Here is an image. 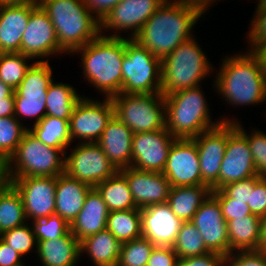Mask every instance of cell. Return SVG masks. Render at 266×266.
<instances>
[{
	"label": "cell",
	"mask_w": 266,
	"mask_h": 266,
	"mask_svg": "<svg viewBox=\"0 0 266 266\" xmlns=\"http://www.w3.org/2000/svg\"><path fill=\"white\" fill-rule=\"evenodd\" d=\"M200 87L198 85L164 96L165 128L175 138H193L222 122H237L227 117L213 122L211 110Z\"/></svg>",
	"instance_id": "5b68a950"
},
{
	"label": "cell",
	"mask_w": 266,
	"mask_h": 266,
	"mask_svg": "<svg viewBox=\"0 0 266 266\" xmlns=\"http://www.w3.org/2000/svg\"><path fill=\"white\" fill-rule=\"evenodd\" d=\"M92 187L68 176L65 172L57 176L55 191V214L69 225L82 210L86 195Z\"/></svg>",
	"instance_id": "484cf974"
},
{
	"label": "cell",
	"mask_w": 266,
	"mask_h": 266,
	"mask_svg": "<svg viewBox=\"0 0 266 266\" xmlns=\"http://www.w3.org/2000/svg\"><path fill=\"white\" fill-rule=\"evenodd\" d=\"M22 255L0 239V266H22Z\"/></svg>",
	"instance_id": "f907efd6"
},
{
	"label": "cell",
	"mask_w": 266,
	"mask_h": 266,
	"mask_svg": "<svg viewBox=\"0 0 266 266\" xmlns=\"http://www.w3.org/2000/svg\"><path fill=\"white\" fill-rule=\"evenodd\" d=\"M179 259L210 252L192 221L183 222L172 246Z\"/></svg>",
	"instance_id": "d590c367"
},
{
	"label": "cell",
	"mask_w": 266,
	"mask_h": 266,
	"mask_svg": "<svg viewBox=\"0 0 266 266\" xmlns=\"http://www.w3.org/2000/svg\"><path fill=\"white\" fill-rule=\"evenodd\" d=\"M106 229L121 243L141 237V209L109 212Z\"/></svg>",
	"instance_id": "e575fe53"
},
{
	"label": "cell",
	"mask_w": 266,
	"mask_h": 266,
	"mask_svg": "<svg viewBox=\"0 0 266 266\" xmlns=\"http://www.w3.org/2000/svg\"><path fill=\"white\" fill-rule=\"evenodd\" d=\"M14 116V92L5 99H0V117Z\"/></svg>",
	"instance_id": "f5cc1de1"
},
{
	"label": "cell",
	"mask_w": 266,
	"mask_h": 266,
	"mask_svg": "<svg viewBox=\"0 0 266 266\" xmlns=\"http://www.w3.org/2000/svg\"><path fill=\"white\" fill-rule=\"evenodd\" d=\"M49 61H35L27 70L24 79L14 90V116L21 121L35 118L34 124L46 116V97L53 82Z\"/></svg>",
	"instance_id": "30bf717a"
},
{
	"label": "cell",
	"mask_w": 266,
	"mask_h": 266,
	"mask_svg": "<svg viewBox=\"0 0 266 266\" xmlns=\"http://www.w3.org/2000/svg\"><path fill=\"white\" fill-rule=\"evenodd\" d=\"M118 171L96 142H78L69 156L65 155V173L91 187Z\"/></svg>",
	"instance_id": "8fae6325"
},
{
	"label": "cell",
	"mask_w": 266,
	"mask_h": 266,
	"mask_svg": "<svg viewBox=\"0 0 266 266\" xmlns=\"http://www.w3.org/2000/svg\"><path fill=\"white\" fill-rule=\"evenodd\" d=\"M247 204L252 214L259 217L266 215V177L254 176V189H250Z\"/></svg>",
	"instance_id": "f6af8a7d"
},
{
	"label": "cell",
	"mask_w": 266,
	"mask_h": 266,
	"mask_svg": "<svg viewBox=\"0 0 266 266\" xmlns=\"http://www.w3.org/2000/svg\"><path fill=\"white\" fill-rule=\"evenodd\" d=\"M38 4L0 3V53H21V39Z\"/></svg>",
	"instance_id": "603a6c76"
},
{
	"label": "cell",
	"mask_w": 266,
	"mask_h": 266,
	"mask_svg": "<svg viewBox=\"0 0 266 266\" xmlns=\"http://www.w3.org/2000/svg\"><path fill=\"white\" fill-rule=\"evenodd\" d=\"M179 258L173 247L155 246L146 266H178Z\"/></svg>",
	"instance_id": "c3c4849f"
},
{
	"label": "cell",
	"mask_w": 266,
	"mask_h": 266,
	"mask_svg": "<svg viewBox=\"0 0 266 266\" xmlns=\"http://www.w3.org/2000/svg\"><path fill=\"white\" fill-rule=\"evenodd\" d=\"M82 96L70 84L53 82L46 97V115L70 120L73 109Z\"/></svg>",
	"instance_id": "1f68e13d"
},
{
	"label": "cell",
	"mask_w": 266,
	"mask_h": 266,
	"mask_svg": "<svg viewBox=\"0 0 266 266\" xmlns=\"http://www.w3.org/2000/svg\"><path fill=\"white\" fill-rule=\"evenodd\" d=\"M37 240H53L70 231V225L59 215L53 214L31 223Z\"/></svg>",
	"instance_id": "60d3db41"
},
{
	"label": "cell",
	"mask_w": 266,
	"mask_h": 266,
	"mask_svg": "<svg viewBox=\"0 0 266 266\" xmlns=\"http://www.w3.org/2000/svg\"><path fill=\"white\" fill-rule=\"evenodd\" d=\"M258 176L247 139L228 122V142L221 162L217 190L228 183Z\"/></svg>",
	"instance_id": "4fadbf2b"
},
{
	"label": "cell",
	"mask_w": 266,
	"mask_h": 266,
	"mask_svg": "<svg viewBox=\"0 0 266 266\" xmlns=\"http://www.w3.org/2000/svg\"><path fill=\"white\" fill-rule=\"evenodd\" d=\"M256 11H266V0H258Z\"/></svg>",
	"instance_id": "91938a15"
},
{
	"label": "cell",
	"mask_w": 266,
	"mask_h": 266,
	"mask_svg": "<svg viewBox=\"0 0 266 266\" xmlns=\"http://www.w3.org/2000/svg\"><path fill=\"white\" fill-rule=\"evenodd\" d=\"M29 224L30 223H25L0 235L1 240L13 247L22 256L30 253L35 246V249L37 250L38 242L33 227L31 224L28 226Z\"/></svg>",
	"instance_id": "ab89813d"
},
{
	"label": "cell",
	"mask_w": 266,
	"mask_h": 266,
	"mask_svg": "<svg viewBox=\"0 0 266 266\" xmlns=\"http://www.w3.org/2000/svg\"><path fill=\"white\" fill-rule=\"evenodd\" d=\"M66 152L45 145L28 130L3 164V176L7 182L24 177H57L65 172Z\"/></svg>",
	"instance_id": "8992f818"
},
{
	"label": "cell",
	"mask_w": 266,
	"mask_h": 266,
	"mask_svg": "<svg viewBox=\"0 0 266 266\" xmlns=\"http://www.w3.org/2000/svg\"><path fill=\"white\" fill-rule=\"evenodd\" d=\"M109 210L95 187L86 195L82 210L70 225L71 233L79 242L106 229Z\"/></svg>",
	"instance_id": "d4e9b609"
},
{
	"label": "cell",
	"mask_w": 266,
	"mask_h": 266,
	"mask_svg": "<svg viewBox=\"0 0 266 266\" xmlns=\"http://www.w3.org/2000/svg\"><path fill=\"white\" fill-rule=\"evenodd\" d=\"M261 217L251 214L227 221L230 253L236 251L259 250Z\"/></svg>",
	"instance_id": "f546056e"
},
{
	"label": "cell",
	"mask_w": 266,
	"mask_h": 266,
	"mask_svg": "<svg viewBox=\"0 0 266 266\" xmlns=\"http://www.w3.org/2000/svg\"><path fill=\"white\" fill-rule=\"evenodd\" d=\"M3 175V165L0 163V177Z\"/></svg>",
	"instance_id": "6125c7cd"
},
{
	"label": "cell",
	"mask_w": 266,
	"mask_h": 266,
	"mask_svg": "<svg viewBox=\"0 0 266 266\" xmlns=\"http://www.w3.org/2000/svg\"><path fill=\"white\" fill-rule=\"evenodd\" d=\"M192 139L198 149L202 182L212 191L217 190L221 162L228 142V122H222Z\"/></svg>",
	"instance_id": "d6986e66"
},
{
	"label": "cell",
	"mask_w": 266,
	"mask_h": 266,
	"mask_svg": "<svg viewBox=\"0 0 266 266\" xmlns=\"http://www.w3.org/2000/svg\"><path fill=\"white\" fill-rule=\"evenodd\" d=\"M95 188L102 196L109 212L137 209L128 181L120 171L97 184Z\"/></svg>",
	"instance_id": "4dcf8cb0"
},
{
	"label": "cell",
	"mask_w": 266,
	"mask_h": 266,
	"mask_svg": "<svg viewBox=\"0 0 266 266\" xmlns=\"http://www.w3.org/2000/svg\"><path fill=\"white\" fill-rule=\"evenodd\" d=\"M111 99L114 106V116L133 133L165 128V98L162 93H120Z\"/></svg>",
	"instance_id": "9c48e42d"
},
{
	"label": "cell",
	"mask_w": 266,
	"mask_h": 266,
	"mask_svg": "<svg viewBox=\"0 0 266 266\" xmlns=\"http://www.w3.org/2000/svg\"><path fill=\"white\" fill-rule=\"evenodd\" d=\"M182 223L167 203L141 209L142 236L155 246L172 247Z\"/></svg>",
	"instance_id": "7402d4cb"
},
{
	"label": "cell",
	"mask_w": 266,
	"mask_h": 266,
	"mask_svg": "<svg viewBox=\"0 0 266 266\" xmlns=\"http://www.w3.org/2000/svg\"><path fill=\"white\" fill-rule=\"evenodd\" d=\"M251 52L259 59L261 67L266 73V42L258 44Z\"/></svg>",
	"instance_id": "db71d44e"
},
{
	"label": "cell",
	"mask_w": 266,
	"mask_h": 266,
	"mask_svg": "<svg viewBox=\"0 0 266 266\" xmlns=\"http://www.w3.org/2000/svg\"><path fill=\"white\" fill-rule=\"evenodd\" d=\"M4 4H38L39 0H0Z\"/></svg>",
	"instance_id": "680465c9"
},
{
	"label": "cell",
	"mask_w": 266,
	"mask_h": 266,
	"mask_svg": "<svg viewBox=\"0 0 266 266\" xmlns=\"http://www.w3.org/2000/svg\"><path fill=\"white\" fill-rule=\"evenodd\" d=\"M253 18L249 25L251 26L250 31L247 32L248 37H246L250 43L248 51H252L258 44L266 42V11H255Z\"/></svg>",
	"instance_id": "bcb514c9"
},
{
	"label": "cell",
	"mask_w": 266,
	"mask_h": 266,
	"mask_svg": "<svg viewBox=\"0 0 266 266\" xmlns=\"http://www.w3.org/2000/svg\"><path fill=\"white\" fill-rule=\"evenodd\" d=\"M37 257L44 266H76L80 255V242L69 231L53 240H37Z\"/></svg>",
	"instance_id": "4316f807"
},
{
	"label": "cell",
	"mask_w": 266,
	"mask_h": 266,
	"mask_svg": "<svg viewBox=\"0 0 266 266\" xmlns=\"http://www.w3.org/2000/svg\"><path fill=\"white\" fill-rule=\"evenodd\" d=\"M223 266H266V253L260 250L231 252L224 257Z\"/></svg>",
	"instance_id": "ee69618b"
},
{
	"label": "cell",
	"mask_w": 266,
	"mask_h": 266,
	"mask_svg": "<svg viewBox=\"0 0 266 266\" xmlns=\"http://www.w3.org/2000/svg\"><path fill=\"white\" fill-rule=\"evenodd\" d=\"M191 221L201 233L210 252L224 257L230 253L227 222L218 200L212 194L202 203Z\"/></svg>",
	"instance_id": "ffe728a7"
},
{
	"label": "cell",
	"mask_w": 266,
	"mask_h": 266,
	"mask_svg": "<svg viewBox=\"0 0 266 266\" xmlns=\"http://www.w3.org/2000/svg\"><path fill=\"white\" fill-rule=\"evenodd\" d=\"M248 52L225 56L215 75L216 92L235 107L266 101V73L259 59L251 51Z\"/></svg>",
	"instance_id": "7a4b0ae2"
},
{
	"label": "cell",
	"mask_w": 266,
	"mask_h": 266,
	"mask_svg": "<svg viewBox=\"0 0 266 266\" xmlns=\"http://www.w3.org/2000/svg\"><path fill=\"white\" fill-rule=\"evenodd\" d=\"M236 129L247 139L252 157L259 177H266V134L262 131L252 130L249 135L242 128L239 121L236 122Z\"/></svg>",
	"instance_id": "b9f144b4"
},
{
	"label": "cell",
	"mask_w": 266,
	"mask_h": 266,
	"mask_svg": "<svg viewBox=\"0 0 266 266\" xmlns=\"http://www.w3.org/2000/svg\"><path fill=\"white\" fill-rule=\"evenodd\" d=\"M7 183V180L4 178V176L2 175L0 177V189Z\"/></svg>",
	"instance_id": "94428289"
},
{
	"label": "cell",
	"mask_w": 266,
	"mask_h": 266,
	"mask_svg": "<svg viewBox=\"0 0 266 266\" xmlns=\"http://www.w3.org/2000/svg\"><path fill=\"white\" fill-rule=\"evenodd\" d=\"M230 198L243 203L249 202L250 189H254V176L228 183L221 188Z\"/></svg>",
	"instance_id": "7dc6e473"
},
{
	"label": "cell",
	"mask_w": 266,
	"mask_h": 266,
	"mask_svg": "<svg viewBox=\"0 0 266 266\" xmlns=\"http://www.w3.org/2000/svg\"><path fill=\"white\" fill-rule=\"evenodd\" d=\"M211 191L207 185L171 187L167 204L182 222L191 221Z\"/></svg>",
	"instance_id": "f1b7e54d"
},
{
	"label": "cell",
	"mask_w": 266,
	"mask_h": 266,
	"mask_svg": "<svg viewBox=\"0 0 266 266\" xmlns=\"http://www.w3.org/2000/svg\"><path fill=\"white\" fill-rule=\"evenodd\" d=\"M211 194L218 200L226 222L252 214L247 203L230 198L222 189L211 191Z\"/></svg>",
	"instance_id": "7bdbcfd3"
},
{
	"label": "cell",
	"mask_w": 266,
	"mask_h": 266,
	"mask_svg": "<svg viewBox=\"0 0 266 266\" xmlns=\"http://www.w3.org/2000/svg\"><path fill=\"white\" fill-rule=\"evenodd\" d=\"M261 236L259 250L266 253V215L260 219Z\"/></svg>",
	"instance_id": "11a10c76"
},
{
	"label": "cell",
	"mask_w": 266,
	"mask_h": 266,
	"mask_svg": "<svg viewBox=\"0 0 266 266\" xmlns=\"http://www.w3.org/2000/svg\"><path fill=\"white\" fill-rule=\"evenodd\" d=\"M203 13L188 0H165L133 38L161 60L191 39Z\"/></svg>",
	"instance_id": "6da1fadb"
},
{
	"label": "cell",
	"mask_w": 266,
	"mask_h": 266,
	"mask_svg": "<svg viewBox=\"0 0 266 266\" xmlns=\"http://www.w3.org/2000/svg\"><path fill=\"white\" fill-rule=\"evenodd\" d=\"M21 53L37 61H49L48 56L64 52L57 41L55 28L42 7L38 4L30 13L27 27L21 39ZM46 57L47 60H42Z\"/></svg>",
	"instance_id": "e0dca14e"
},
{
	"label": "cell",
	"mask_w": 266,
	"mask_h": 266,
	"mask_svg": "<svg viewBox=\"0 0 266 266\" xmlns=\"http://www.w3.org/2000/svg\"><path fill=\"white\" fill-rule=\"evenodd\" d=\"M188 1H190L192 4H194L205 15V13H207L206 11L207 10L209 11V7L216 0H188Z\"/></svg>",
	"instance_id": "9f6ffc18"
},
{
	"label": "cell",
	"mask_w": 266,
	"mask_h": 266,
	"mask_svg": "<svg viewBox=\"0 0 266 266\" xmlns=\"http://www.w3.org/2000/svg\"><path fill=\"white\" fill-rule=\"evenodd\" d=\"M224 256L216 252H208L200 256L179 259L178 266H223Z\"/></svg>",
	"instance_id": "681fc988"
},
{
	"label": "cell",
	"mask_w": 266,
	"mask_h": 266,
	"mask_svg": "<svg viewBox=\"0 0 266 266\" xmlns=\"http://www.w3.org/2000/svg\"><path fill=\"white\" fill-rule=\"evenodd\" d=\"M176 139L166 128L134 133L132 137L131 167L143 171L162 173L169 150Z\"/></svg>",
	"instance_id": "ac0fdd59"
},
{
	"label": "cell",
	"mask_w": 266,
	"mask_h": 266,
	"mask_svg": "<svg viewBox=\"0 0 266 266\" xmlns=\"http://www.w3.org/2000/svg\"><path fill=\"white\" fill-rule=\"evenodd\" d=\"M88 9L101 21L122 0H83Z\"/></svg>",
	"instance_id": "816d5d0a"
},
{
	"label": "cell",
	"mask_w": 266,
	"mask_h": 266,
	"mask_svg": "<svg viewBox=\"0 0 266 266\" xmlns=\"http://www.w3.org/2000/svg\"><path fill=\"white\" fill-rule=\"evenodd\" d=\"M196 40L193 36L161 60V93L164 96L196 87L214 71Z\"/></svg>",
	"instance_id": "52a82bcc"
},
{
	"label": "cell",
	"mask_w": 266,
	"mask_h": 266,
	"mask_svg": "<svg viewBox=\"0 0 266 266\" xmlns=\"http://www.w3.org/2000/svg\"><path fill=\"white\" fill-rule=\"evenodd\" d=\"M113 115L114 106L111 98L99 101L81 97L69 120L71 142L74 139H80V143L97 142Z\"/></svg>",
	"instance_id": "7c38bea8"
},
{
	"label": "cell",
	"mask_w": 266,
	"mask_h": 266,
	"mask_svg": "<svg viewBox=\"0 0 266 266\" xmlns=\"http://www.w3.org/2000/svg\"><path fill=\"white\" fill-rule=\"evenodd\" d=\"M119 171L128 181L137 208L167 203L172 186L163 173L138 170L131 166Z\"/></svg>",
	"instance_id": "44dd1931"
},
{
	"label": "cell",
	"mask_w": 266,
	"mask_h": 266,
	"mask_svg": "<svg viewBox=\"0 0 266 266\" xmlns=\"http://www.w3.org/2000/svg\"><path fill=\"white\" fill-rule=\"evenodd\" d=\"M26 220L21 196L16 188L7 182L0 189V235L27 223Z\"/></svg>",
	"instance_id": "836d02e7"
},
{
	"label": "cell",
	"mask_w": 266,
	"mask_h": 266,
	"mask_svg": "<svg viewBox=\"0 0 266 266\" xmlns=\"http://www.w3.org/2000/svg\"><path fill=\"white\" fill-rule=\"evenodd\" d=\"M30 57L22 53H0V80L15 90L24 79Z\"/></svg>",
	"instance_id": "74e56055"
},
{
	"label": "cell",
	"mask_w": 266,
	"mask_h": 266,
	"mask_svg": "<svg viewBox=\"0 0 266 266\" xmlns=\"http://www.w3.org/2000/svg\"><path fill=\"white\" fill-rule=\"evenodd\" d=\"M133 132L114 115L96 142L113 165L121 170L132 164Z\"/></svg>",
	"instance_id": "cb8c5ba5"
},
{
	"label": "cell",
	"mask_w": 266,
	"mask_h": 266,
	"mask_svg": "<svg viewBox=\"0 0 266 266\" xmlns=\"http://www.w3.org/2000/svg\"><path fill=\"white\" fill-rule=\"evenodd\" d=\"M121 242L107 229L83 239L80 255L87 253L95 266H117Z\"/></svg>",
	"instance_id": "83f0119b"
},
{
	"label": "cell",
	"mask_w": 266,
	"mask_h": 266,
	"mask_svg": "<svg viewBox=\"0 0 266 266\" xmlns=\"http://www.w3.org/2000/svg\"><path fill=\"white\" fill-rule=\"evenodd\" d=\"M165 0H122L100 21V33L114 30L109 37H122L120 31H130L128 38L133 39L145 22ZM129 29V30H128ZM104 30V31H103ZM108 30V31H107ZM119 31V33H118Z\"/></svg>",
	"instance_id": "5bb4252c"
},
{
	"label": "cell",
	"mask_w": 266,
	"mask_h": 266,
	"mask_svg": "<svg viewBox=\"0 0 266 266\" xmlns=\"http://www.w3.org/2000/svg\"><path fill=\"white\" fill-rule=\"evenodd\" d=\"M80 52V53H79ZM81 54L83 79L93 85L106 98L122 93V62L125 54V37L99 35L76 50Z\"/></svg>",
	"instance_id": "3957f363"
},
{
	"label": "cell",
	"mask_w": 266,
	"mask_h": 266,
	"mask_svg": "<svg viewBox=\"0 0 266 266\" xmlns=\"http://www.w3.org/2000/svg\"><path fill=\"white\" fill-rule=\"evenodd\" d=\"M10 183L21 196L28 221L55 214L57 177L15 178Z\"/></svg>",
	"instance_id": "2e32d148"
},
{
	"label": "cell",
	"mask_w": 266,
	"mask_h": 266,
	"mask_svg": "<svg viewBox=\"0 0 266 266\" xmlns=\"http://www.w3.org/2000/svg\"><path fill=\"white\" fill-rule=\"evenodd\" d=\"M49 16L60 49L73 54L100 33V20L88 9L83 0H39Z\"/></svg>",
	"instance_id": "277c9868"
},
{
	"label": "cell",
	"mask_w": 266,
	"mask_h": 266,
	"mask_svg": "<svg viewBox=\"0 0 266 266\" xmlns=\"http://www.w3.org/2000/svg\"><path fill=\"white\" fill-rule=\"evenodd\" d=\"M13 92L14 90L9 85L0 80V99L9 97Z\"/></svg>",
	"instance_id": "6f0895ef"
},
{
	"label": "cell",
	"mask_w": 266,
	"mask_h": 266,
	"mask_svg": "<svg viewBox=\"0 0 266 266\" xmlns=\"http://www.w3.org/2000/svg\"><path fill=\"white\" fill-rule=\"evenodd\" d=\"M154 247L155 245L143 236L121 243L117 266H146Z\"/></svg>",
	"instance_id": "f35d334b"
},
{
	"label": "cell",
	"mask_w": 266,
	"mask_h": 266,
	"mask_svg": "<svg viewBox=\"0 0 266 266\" xmlns=\"http://www.w3.org/2000/svg\"><path fill=\"white\" fill-rule=\"evenodd\" d=\"M28 130L49 147L68 150L71 145L69 120L46 115Z\"/></svg>",
	"instance_id": "d6a6232c"
},
{
	"label": "cell",
	"mask_w": 266,
	"mask_h": 266,
	"mask_svg": "<svg viewBox=\"0 0 266 266\" xmlns=\"http://www.w3.org/2000/svg\"><path fill=\"white\" fill-rule=\"evenodd\" d=\"M161 59L154 56L136 40L125 37L122 62V93H161Z\"/></svg>",
	"instance_id": "ba28073f"
},
{
	"label": "cell",
	"mask_w": 266,
	"mask_h": 266,
	"mask_svg": "<svg viewBox=\"0 0 266 266\" xmlns=\"http://www.w3.org/2000/svg\"><path fill=\"white\" fill-rule=\"evenodd\" d=\"M15 116L0 117V163L3 165L16 151L28 127Z\"/></svg>",
	"instance_id": "8d00e7d4"
},
{
	"label": "cell",
	"mask_w": 266,
	"mask_h": 266,
	"mask_svg": "<svg viewBox=\"0 0 266 266\" xmlns=\"http://www.w3.org/2000/svg\"><path fill=\"white\" fill-rule=\"evenodd\" d=\"M172 187L205 185L200 172V159L192 138H177L168 153L162 171Z\"/></svg>",
	"instance_id": "9a60e30c"
}]
</instances>
